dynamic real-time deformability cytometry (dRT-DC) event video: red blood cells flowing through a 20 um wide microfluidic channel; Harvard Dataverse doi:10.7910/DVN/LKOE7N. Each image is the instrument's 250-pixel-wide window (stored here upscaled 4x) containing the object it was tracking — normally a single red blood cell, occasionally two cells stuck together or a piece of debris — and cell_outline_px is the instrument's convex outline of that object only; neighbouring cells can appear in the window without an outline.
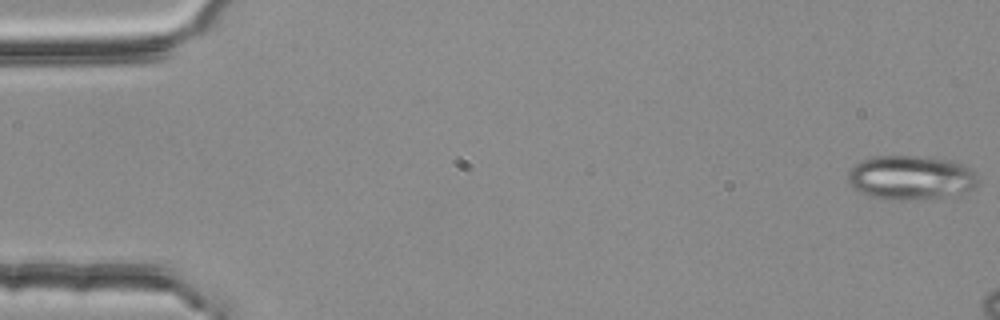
{"species": "common noctule bat (a hibernating species)", "species_latin": "Nyctalus noctula", "temperature_condition": "room temperature", "stored_images_in_passage": 3, "camera_frame_rate_fps": 3000, "um_per_image_px": 0.085, "animal": {"sex": "female", "body_mass_g": 25.1}, "frame": {"image": 1, "passage_image": 1, "time_ms": 0.0, "image_size_px": [1000, 320], "cell_outline_px": [[976, 184], [968, 192], [940, 196], [908, 200], [892, 200], [868, 196], [856, 188], [848, 180], [848, 172], [856, 164], [872, 156], [920, 156], [952, 160], [968, 168], [976, 176]], "centroid_in_image_um": [77.39, 15.09], "position_along_channel_um": 7.6, "area_um2": 32.89}}